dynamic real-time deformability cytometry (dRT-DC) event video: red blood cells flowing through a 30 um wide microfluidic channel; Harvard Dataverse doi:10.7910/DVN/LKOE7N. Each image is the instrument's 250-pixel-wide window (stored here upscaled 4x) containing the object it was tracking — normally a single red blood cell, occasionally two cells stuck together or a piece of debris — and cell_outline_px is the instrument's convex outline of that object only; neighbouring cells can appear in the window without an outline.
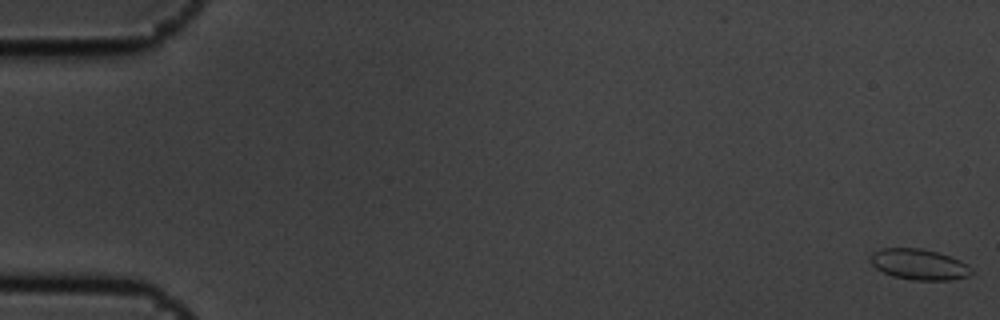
{"species": "common noctule bat (a hibernating species)", "species_latin": "Nyctalus noctula", "temperature_condition": "cold", "stored_images_in_passage": 5, "camera_frame_rate_fps": 3000, "um_per_image_px": 0.085, "animal": {"sex": "male", "body_mass_g": 19.5, "forearm_length_mm": 54.6}, "frame": {"image": 1, "passage_image": 1, "time_ms": 0.0, "image_size_px": [1000, 320], "cell_outline_px": [[972, 272], [968, 276], [952, 280], [912, 280], [892, 276], [876, 268], [872, 264], [872, 252], [880, 248], [920, 248], [936, 252], [960, 260], [972, 268]], "centroid_in_image_um": [78.12, 22.48], "position_along_channel_um": 6.9, "area_um2": 17.98}}
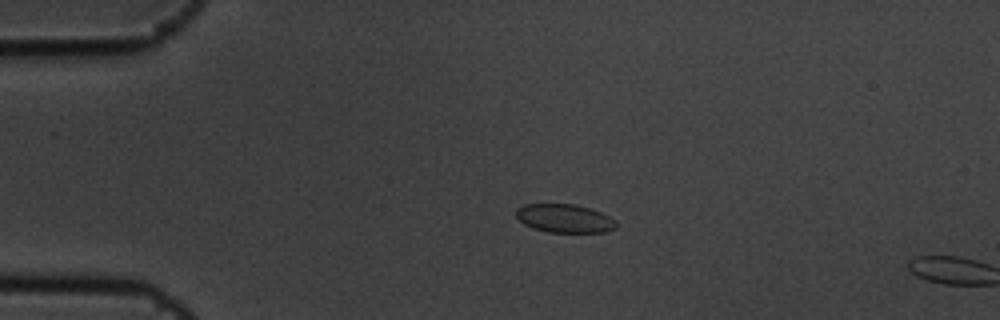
{"frame": {"image": 2, "passage_image": 4, "time_ms": 1.0, "image_size_px": [1000, 320], "cell_outline_px": [[616, 228], [604, 232], [548, 232], [532, 228], [524, 224], [516, 216], [516, 208], [524, 204], [576, 204], [592, 208], [616, 220]], "centroid_in_image_um": [47.98, 18.55], "position_along_channel_um": 37.0, "area_um2": 16.7}}